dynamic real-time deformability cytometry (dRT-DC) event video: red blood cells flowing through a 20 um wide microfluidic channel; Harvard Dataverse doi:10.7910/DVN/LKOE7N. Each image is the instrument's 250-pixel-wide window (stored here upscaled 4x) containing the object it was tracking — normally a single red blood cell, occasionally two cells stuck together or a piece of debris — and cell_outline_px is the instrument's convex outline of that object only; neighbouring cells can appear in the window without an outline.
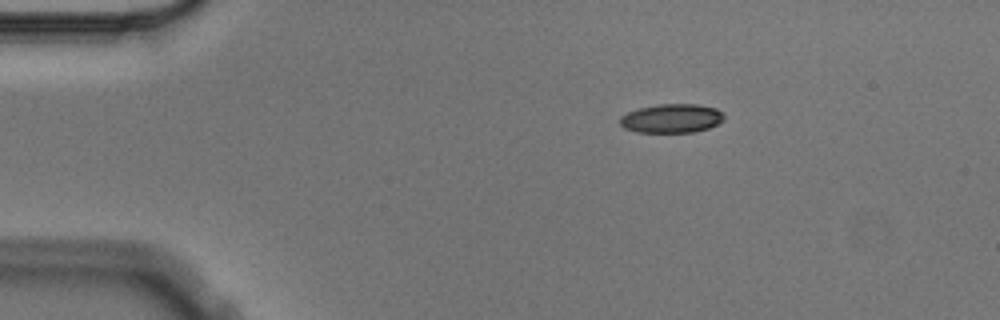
{"species": "Egyptian fruit bat (a non-hibernating species)", "species_latin": "Rousettus aegyptiacus", "temperature_condition": "cold", "stored_images_in_passage": 2, "camera_frame_rate_fps": 3000, "um_per_image_px": 0.085, "animal": {"sex": "male"}, "frame": {"image": 1, "passage_image": 2, "time_ms": 0.333, "image_size_px": [1000, 320], "cell_outline_px": [[724, 120], [708, 128], [692, 132], [636, 132], [624, 128], [620, 124], [620, 116], [636, 108], [660, 104], [700, 104], [716, 108], [724, 116]], "centroid_in_image_um": [57.06, 10.05], "position_along_channel_um": 27.9, "area_um2": 17.57}}